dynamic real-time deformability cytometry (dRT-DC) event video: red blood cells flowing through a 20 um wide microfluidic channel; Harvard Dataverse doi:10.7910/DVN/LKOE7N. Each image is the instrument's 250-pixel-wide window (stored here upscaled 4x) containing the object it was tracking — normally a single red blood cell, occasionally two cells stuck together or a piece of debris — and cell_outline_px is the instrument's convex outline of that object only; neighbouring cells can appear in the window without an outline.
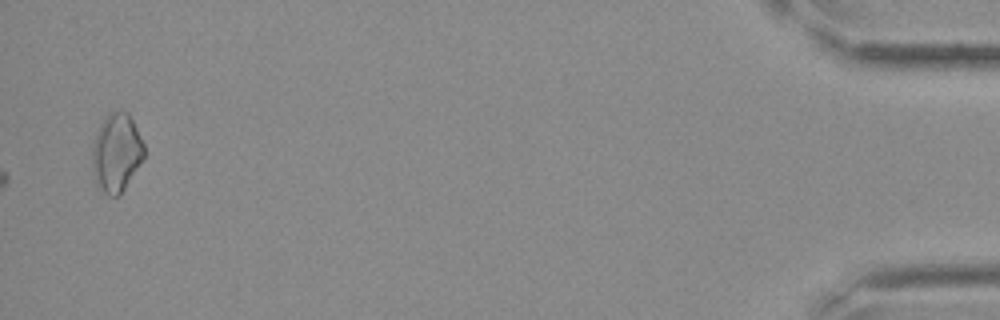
{"species": "Egyptian fruit bat (a non-hibernating species)", "species_latin": "Rousettus aegyptiacus", "temperature_condition": "cold", "stored_images_in_passage": 28, "camera_frame_rate_fps": 3000, "um_per_image_px": 0.085, "frame": {"image": 1, "passage_image": 28, "time_ms": 9.0, "image_size_px": [1000, 320], "cell_outline_px": [[144, 160], [120, 196], [108, 196], [100, 188], [96, 180], [92, 168], [92, 144], [100, 124], [104, 116], [108, 112], [124, 108], [128, 112], [144, 144]], "centroid_in_image_um": [9.91, 12.95], "position_along_channel_um": 425.3, "area_um2": 24.1}}